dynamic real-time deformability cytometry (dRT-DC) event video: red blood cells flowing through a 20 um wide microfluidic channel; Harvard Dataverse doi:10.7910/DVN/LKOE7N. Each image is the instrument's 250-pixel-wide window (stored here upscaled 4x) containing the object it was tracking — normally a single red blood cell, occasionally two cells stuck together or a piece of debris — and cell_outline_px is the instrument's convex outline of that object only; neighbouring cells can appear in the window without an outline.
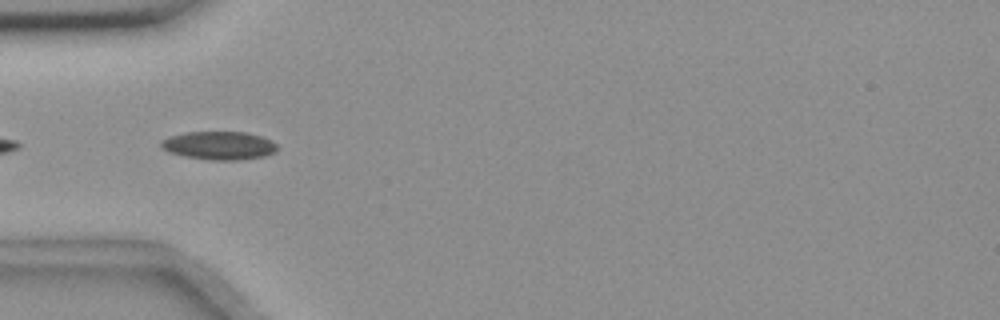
{"species": "common noctule bat (a hibernating species)", "species_latin": "Nyctalus noctula", "temperature_condition": "room temperature", "stored_images_in_passage": 10, "camera_frame_rate_fps": 3000, "um_per_image_px": 0.085, "animal": {"sex": "female", "body_mass_g": 18.4}, "frame": {"image": 1, "passage_image": 2, "time_ms": 0.333, "image_size_px": [1000, 320], "cell_outline_px": [[276, 152], [264, 156], [240, 160], [208, 160], [184, 156], [168, 152], [160, 148], [160, 140], [172, 136], [188, 132], [244, 132], [260, 136], [276, 144]], "centroid_in_image_um": [18.58, 12.38], "position_along_channel_um": 66.4, "area_um2": 19.07}}
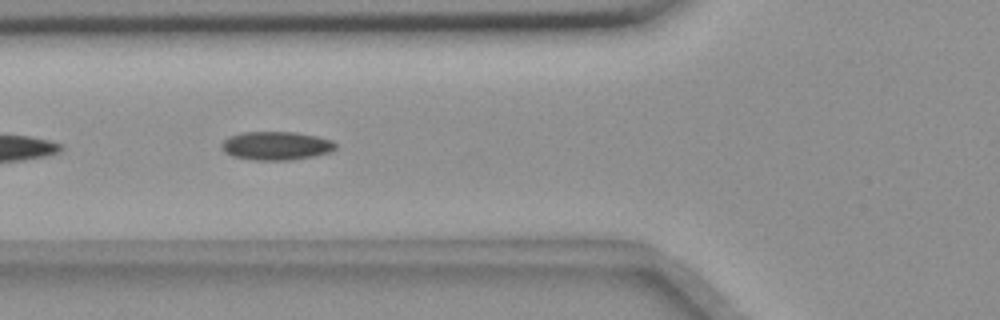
{"frame": {"image": 2, "passage_image": 5, "time_ms": 1.333, "image_size_px": [1000, 320], "cell_outline_px": [[336, 148], [328, 152], [312, 156], [292, 160], [252, 160], [232, 156], [224, 152], [220, 148], [220, 144], [228, 136], [244, 132], [296, 132], [316, 136], [332, 140], [336, 144]], "centroid_in_image_um": [23.42, 12.39], "position_along_channel_um": 102.4, "area_um2": 19.02}}